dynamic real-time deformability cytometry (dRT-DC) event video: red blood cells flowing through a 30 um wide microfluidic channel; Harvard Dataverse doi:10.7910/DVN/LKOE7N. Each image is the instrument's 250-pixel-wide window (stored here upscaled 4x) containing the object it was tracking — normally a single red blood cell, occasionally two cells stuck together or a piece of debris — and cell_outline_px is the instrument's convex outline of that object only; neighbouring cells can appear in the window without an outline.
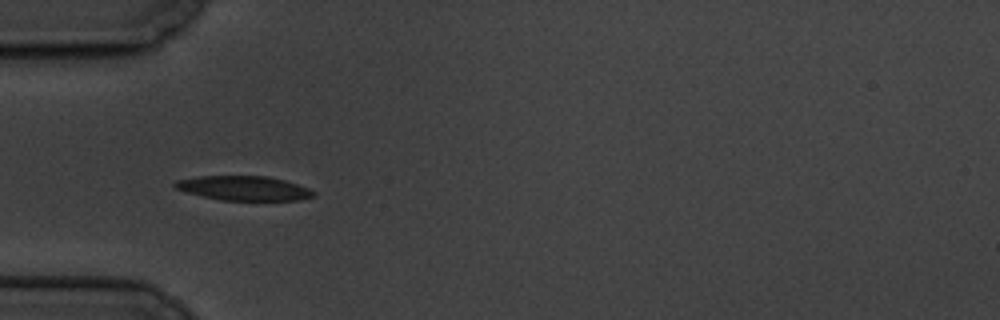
{"species": "common noctule bat (a hibernating species)", "species_latin": "Nyctalus noctula", "temperature_condition": "cold", "stored_images_in_passage": 7, "camera_frame_rate_fps": 3000, "um_per_image_px": 0.085, "animal": {"sex": "male", "body_mass_g": 19.5, "forearm_length_mm": 54.6}, "frame": {"image": 1, "passage_image": 6, "time_ms": 5.667, "image_size_px": [1000, 320], "cell_outline_px": [[316, 196], [300, 200], [220, 200], [188, 192], [176, 188], [172, 184], [176, 180], [200, 176], [268, 176], [284, 180], [308, 188], [316, 192]], "centroid_in_image_um": [20.76, 15.99], "position_along_channel_um": 64.2, "area_um2": 19.59}}
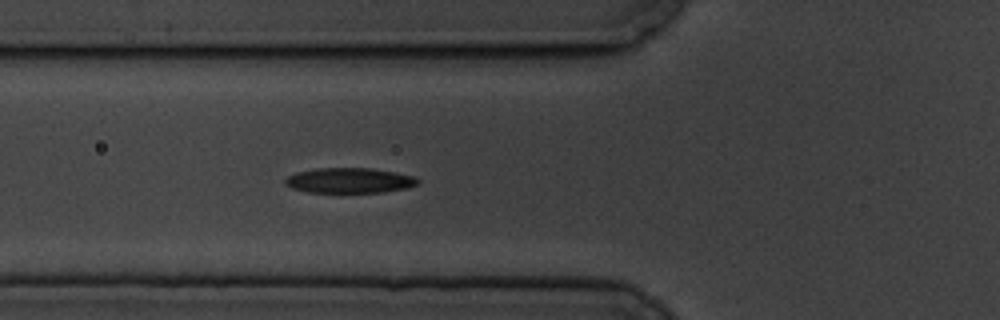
{"frame": {"image": 2, "passage_image": 7, "time_ms": 6.667, "image_size_px": [1000, 320], "cell_outline_px": [[420, 184], [408, 188], [384, 192], [308, 192], [292, 188], [284, 184], [284, 180], [288, 176], [296, 172], [316, 168], [372, 168], [396, 172], [416, 176], [420, 180]], "centroid_in_image_um": [29.75, 15.33], "position_along_channel_um": 96.0, "area_um2": 19.71}}